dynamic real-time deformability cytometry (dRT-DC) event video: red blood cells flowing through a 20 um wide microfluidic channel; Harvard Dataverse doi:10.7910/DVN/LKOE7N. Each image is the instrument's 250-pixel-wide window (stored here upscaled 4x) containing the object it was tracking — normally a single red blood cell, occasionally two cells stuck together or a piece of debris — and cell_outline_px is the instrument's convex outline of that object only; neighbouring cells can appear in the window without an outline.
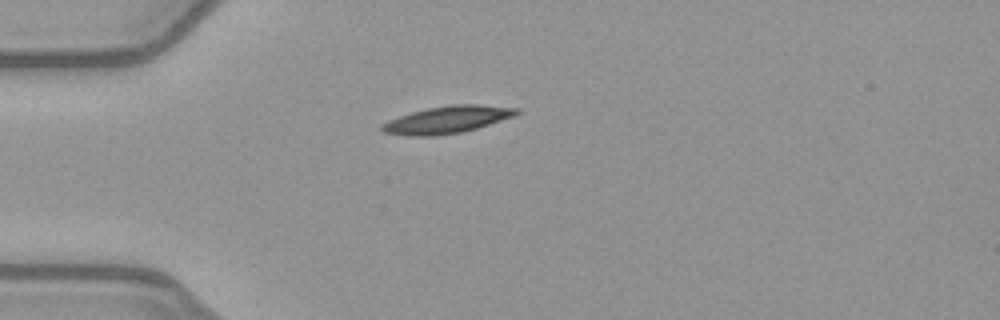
{"species": "common noctule bat (a hibernating species)", "species_latin": "Nyctalus noctula", "temperature_condition": "warm", "stored_images_in_passage": 34, "camera_frame_rate_fps": 3000, "um_per_image_px": 0.085, "animal": {"sex": "female", "body_mass_g": 21.9}, "frame": {"image": 1, "passage_image": 1, "time_ms": 0.0, "image_size_px": [1000, 320], "cell_outline_px": [[520, 112], [516, 116], [476, 128], [460, 132], [436, 136], [408, 136], [380, 132], [380, 124], [388, 120], [412, 112], [428, 108], [452, 104], [480, 104], [520, 108]], "centroid_in_image_um": [38.01, 10.17], "position_along_channel_um": 47.0, "area_um2": 21.5}}
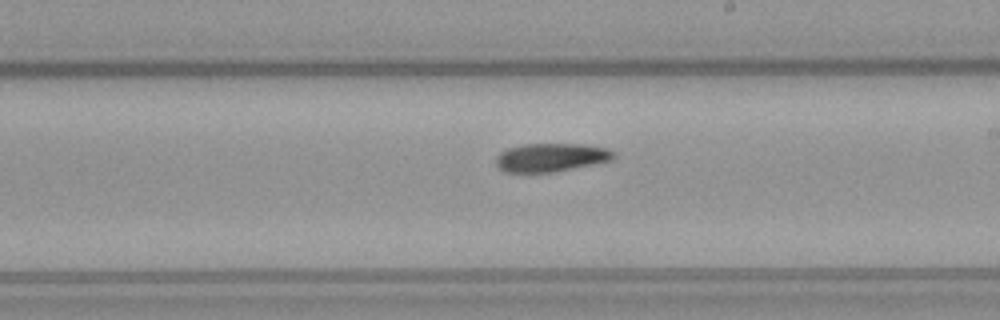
{"frame": {"image": 2, "passage_image": 17, "time_ms": 5.333, "image_size_px": [1000, 320], "cell_outline_px": [[616, 156], [612, 160], [552, 172], [504, 172], [496, 168], [496, 156], [500, 152], [508, 148], [524, 144], [584, 144], [608, 148]], "centroid_in_image_um": [46.79, 13.38], "position_along_channel_um": 242.2, "area_um2": 19.48}}
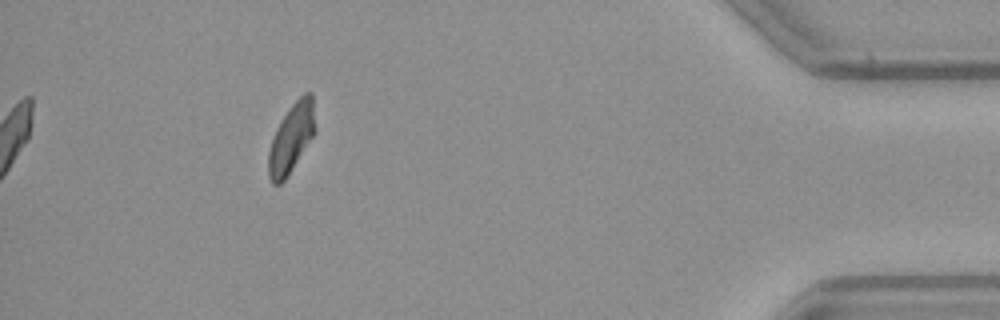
{"frame": {"image": 3, "passage_image": 34, "time_ms": 11.0, "image_size_px": [1000, 320], "cell_outline_px": [[316, 132], [284, 180], [280, 184], [272, 184], [268, 176], [268, 152], [276, 128], [280, 120], [288, 108], [304, 92], [312, 92], [316, 128]], "centroid_in_image_um": [24.77, 11.7], "position_along_channel_um": 410.4, "area_um2": 18.84}, "authors_computed_cell_mechanics": {"area_um2": 20.0277, "velocity_mm_per_s": 3.9998, "shape_relaxation_time_tau1_ms": 4.9285, "shape_relaxation_time_tau2_ms": 10.3269, "deformation_change_tau1": 0.1529, "deformation_change_tau2": 0.1949}}